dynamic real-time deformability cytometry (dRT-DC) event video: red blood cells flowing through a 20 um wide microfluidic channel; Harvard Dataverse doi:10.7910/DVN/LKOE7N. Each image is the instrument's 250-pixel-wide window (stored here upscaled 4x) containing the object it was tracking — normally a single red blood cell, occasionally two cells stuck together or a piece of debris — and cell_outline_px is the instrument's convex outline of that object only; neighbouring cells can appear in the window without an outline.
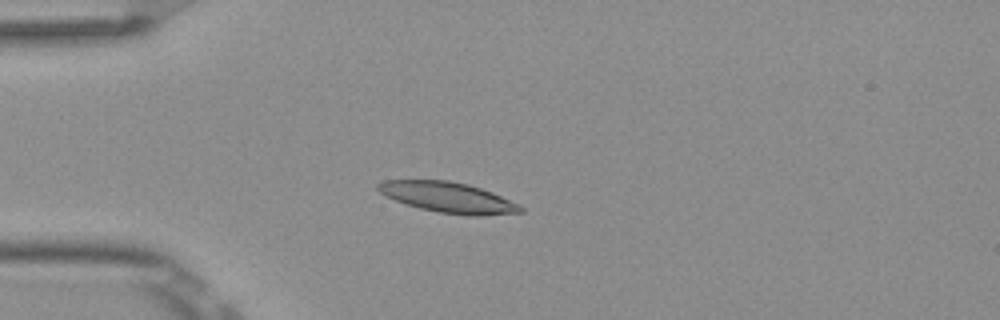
{"species": "Egyptian fruit bat (a non-hibernating species)", "species_latin": "Rousettus aegyptiacus", "temperature_condition": "room temperature", "stored_images_in_passage": 53, "camera_frame_rate_fps": 3000, "um_per_image_px": 0.085, "frame": {"image": 1, "passage_image": 14, "time_ms": 4.333, "image_size_px": [1000, 320], "cell_outline_px": [[524, 212], [476, 216], [468, 216], [440, 212], [420, 208], [396, 200], [380, 192], [376, 188], [376, 184], [384, 180], [448, 180], [468, 184], [492, 192], [520, 204], [524, 208]], "centroid_in_image_um": [38.13, 16.77], "position_along_channel_um": 46.9, "area_um2": 25.2}}
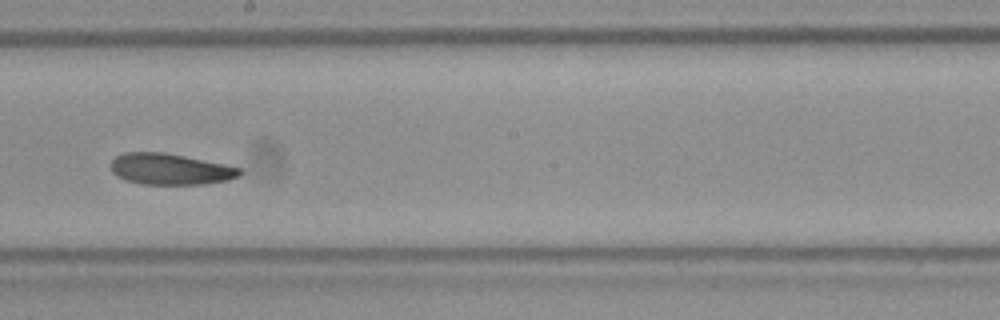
{"frame": {"image": 2, "passage_image": 30, "time_ms": 9.667, "image_size_px": [1000, 320], "cell_outline_px": [[244, 172], [240, 176], [228, 180], [204, 184], [144, 184], [128, 180], [116, 176], [112, 172], [112, 160], [116, 156], [124, 152], [164, 152], [224, 164], [240, 168]], "centroid_in_image_um": [14.49, 14.37], "position_along_channel_um": 233.7, "area_um2": 23.29}}
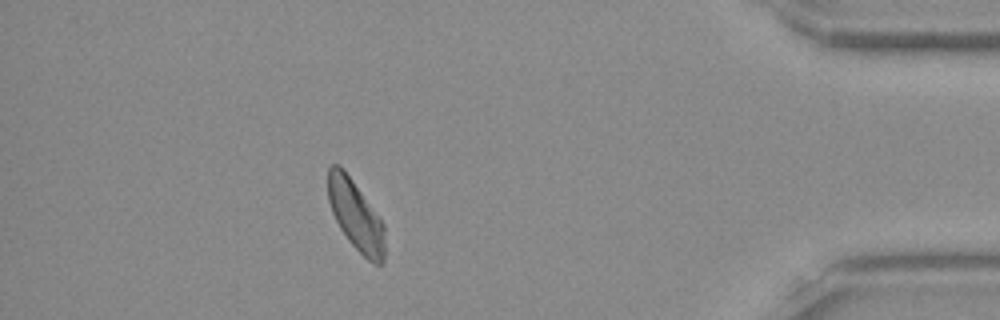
{"frame": {"image": 3, "passage_image": 47, "time_ms": 15.333, "image_size_px": [1000, 320], "cell_outline_px": [[384, 264], [372, 264], [348, 240], [340, 228], [332, 212], [328, 200], [328, 168], [332, 164], [340, 164], [352, 180], [384, 224]], "centroid_in_image_um": [30.23, 18.32], "position_along_channel_um": 405.0, "area_um2": 22.89}, "authors_computed_cell_mechanics": {"area_um2": 23.9292, "velocity_mm_per_s": 3.8339, "shape_relaxation_time_tau1_ms": 8.3162, "shape_relaxation_time_tau2_ms": 4.0372, "deformation_change_tau1": 0.1666, "deformation_change_tau2": 0.1078}}